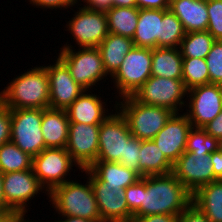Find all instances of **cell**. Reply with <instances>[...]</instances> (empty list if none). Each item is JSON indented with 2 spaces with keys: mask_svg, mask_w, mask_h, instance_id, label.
Returning a JSON list of instances; mask_svg holds the SVG:
<instances>
[{
  "mask_svg": "<svg viewBox=\"0 0 222 222\" xmlns=\"http://www.w3.org/2000/svg\"><path fill=\"white\" fill-rule=\"evenodd\" d=\"M192 203V193L172 174L142 177V204L133 214L179 215Z\"/></svg>",
  "mask_w": 222,
  "mask_h": 222,
  "instance_id": "1",
  "label": "cell"
},
{
  "mask_svg": "<svg viewBox=\"0 0 222 222\" xmlns=\"http://www.w3.org/2000/svg\"><path fill=\"white\" fill-rule=\"evenodd\" d=\"M4 88L0 92V101L9 109L49 108V80L44 66L28 69Z\"/></svg>",
  "mask_w": 222,
  "mask_h": 222,
  "instance_id": "2",
  "label": "cell"
},
{
  "mask_svg": "<svg viewBox=\"0 0 222 222\" xmlns=\"http://www.w3.org/2000/svg\"><path fill=\"white\" fill-rule=\"evenodd\" d=\"M86 183L69 180L56 186L50 193L48 202L59 216L78 217L87 220L101 219L89 177Z\"/></svg>",
  "mask_w": 222,
  "mask_h": 222,
  "instance_id": "3",
  "label": "cell"
},
{
  "mask_svg": "<svg viewBox=\"0 0 222 222\" xmlns=\"http://www.w3.org/2000/svg\"><path fill=\"white\" fill-rule=\"evenodd\" d=\"M119 99L116 108L125 117L131 134L139 140L153 139L174 114L164 107L143 104L132 95Z\"/></svg>",
  "mask_w": 222,
  "mask_h": 222,
  "instance_id": "4",
  "label": "cell"
},
{
  "mask_svg": "<svg viewBox=\"0 0 222 222\" xmlns=\"http://www.w3.org/2000/svg\"><path fill=\"white\" fill-rule=\"evenodd\" d=\"M68 44L60 48L58 57L66 64L71 76L85 90L96 89L100 81L108 80L107 73L103 67V60L97 47H86L74 49Z\"/></svg>",
  "mask_w": 222,
  "mask_h": 222,
  "instance_id": "5",
  "label": "cell"
},
{
  "mask_svg": "<svg viewBox=\"0 0 222 222\" xmlns=\"http://www.w3.org/2000/svg\"><path fill=\"white\" fill-rule=\"evenodd\" d=\"M152 49L133 47L111 77L117 99L131 96L151 77Z\"/></svg>",
  "mask_w": 222,
  "mask_h": 222,
  "instance_id": "6",
  "label": "cell"
},
{
  "mask_svg": "<svg viewBox=\"0 0 222 222\" xmlns=\"http://www.w3.org/2000/svg\"><path fill=\"white\" fill-rule=\"evenodd\" d=\"M187 91L182 79L151 76L132 96L143 104L180 113L186 106Z\"/></svg>",
  "mask_w": 222,
  "mask_h": 222,
  "instance_id": "7",
  "label": "cell"
},
{
  "mask_svg": "<svg viewBox=\"0 0 222 222\" xmlns=\"http://www.w3.org/2000/svg\"><path fill=\"white\" fill-rule=\"evenodd\" d=\"M3 176V194L7 207L13 212L19 215L23 220L29 222L25 218L26 213L30 208L28 205L39 192L47 194L49 193L40 184L39 180L35 176L33 169L14 171L2 174ZM45 191V192H44ZM28 203V205H27ZM25 218V219H24ZM34 222V221H30Z\"/></svg>",
  "mask_w": 222,
  "mask_h": 222,
  "instance_id": "8",
  "label": "cell"
},
{
  "mask_svg": "<svg viewBox=\"0 0 222 222\" xmlns=\"http://www.w3.org/2000/svg\"><path fill=\"white\" fill-rule=\"evenodd\" d=\"M74 166L82 171L66 148H45L33 157L32 163L35 176L48 193L70 180L67 176H70Z\"/></svg>",
  "mask_w": 222,
  "mask_h": 222,
  "instance_id": "9",
  "label": "cell"
},
{
  "mask_svg": "<svg viewBox=\"0 0 222 222\" xmlns=\"http://www.w3.org/2000/svg\"><path fill=\"white\" fill-rule=\"evenodd\" d=\"M10 116V141L32 157L46 148L41 131L42 109H10Z\"/></svg>",
  "mask_w": 222,
  "mask_h": 222,
  "instance_id": "10",
  "label": "cell"
},
{
  "mask_svg": "<svg viewBox=\"0 0 222 222\" xmlns=\"http://www.w3.org/2000/svg\"><path fill=\"white\" fill-rule=\"evenodd\" d=\"M100 124L97 161L119 162L125 157L126 143L133 137L125 117L116 108ZM114 112V113H113Z\"/></svg>",
  "mask_w": 222,
  "mask_h": 222,
  "instance_id": "11",
  "label": "cell"
},
{
  "mask_svg": "<svg viewBox=\"0 0 222 222\" xmlns=\"http://www.w3.org/2000/svg\"><path fill=\"white\" fill-rule=\"evenodd\" d=\"M73 14L74 17L67 21L65 31H69L71 39L79 48L98 47L104 38L109 34L108 19L106 12L91 10L86 7L78 8Z\"/></svg>",
  "mask_w": 222,
  "mask_h": 222,
  "instance_id": "12",
  "label": "cell"
},
{
  "mask_svg": "<svg viewBox=\"0 0 222 222\" xmlns=\"http://www.w3.org/2000/svg\"><path fill=\"white\" fill-rule=\"evenodd\" d=\"M187 100L184 113L192 127L203 128L222 111V85L210 83L193 87L187 91Z\"/></svg>",
  "mask_w": 222,
  "mask_h": 222,
  "instance_id": "13",
  "label": "cell"
},
{
  "mask_svg": "<svg viewBox=\"0 0 222 222\" xmlns=\"http://www.w3.org/2000/svg\"><path fill=\"white\" fill-rule=\"evenodd\" d=\"M212 166L208 152L185 151L173 164L171 173L194 194L200 187L217 181Z\"/></svg>",
  "mask_w": 222,
  "mask_h": 222,
  "instance_id": "14",
  "label": "cell"
},
{
  "mask_svg": "<svg viewBox=\"0 0 222 222\" xmlns=\"http://www.w3.org/2000/svg\"><path fill=\"white\" fill-rule=\"evenodd\" d=\"M100 125L69 123L66 150L81 169L97 161Z\"/></svg>",
  "mask_w": 222,
  "mask_h": 222,
  "instance_id": "15",
  "label": "cell"
},
{
  "mask_svg": "<svg viewBox=\"0 0 222 222\" xmlns=\"http://www.w3.org/2000/svg\"><path fill=\"white\" fill-rule=\"evenodd\" d=\"M92 184L101 220L104 222H131L133 214L129 211L122 188L106 187L88 168L82 169Z\"/></svg>",
  "mask_w": 222,
  "mask_h": 222,
  "instance_id": "16",
  "label": "cell"
},
{
  "mask_svg": "<svg viewBox=\"0 0 222 222\" xmlns=\"http://www.w3.org/2000/svg\"><path fill=\"white\" fill-rule=\"evenodd\" d=\"M53 65L44 66L49 80V107L67 109L85 90L75 82L66 64L57 56Z\"/></svg>",
  "mask_w": 222,
  "mask_h": 222,
  "instance_id": "17",
  "label": "cell"
},
{
  "mask_svg": "<svg viewBox=\"0 0 222 222\" xmlns=\"http://www.w3.org/2000/svg\"><path fill=\"white\" fill-rule=\"evenodd\" d=\"M191 128L192 124L184 112L174 113L153 138L172 164L185 152L187 136Z\"/></svg>",
  "mask_w": 222,
  "mask_h": 222,
  "instance_id": "18",
  "label": "cell"
},
{
  "mask_svg": "<svg viewBox=\"0 0 222 222\" xmlns=\"http://www.w3.org/2000/svg\"><path fill=\"white\" fill-rule=\"evenodd\" d=\"M99 94H94L90 90L83 93L74 100L67 108L66 113L69 122H78L91 125H100L111 113L107 105ZM109 112V113H108ZM108 114V115H107Z\"/></svg>",
  "mask_w": 222,
  "mask_h": 222,
  "instance_id": "19",
  "label": "cell"
},
{
  "mask_svg": "<svg viewBox=\"0 0 222 222\" xmlns=\"http://www.w3.org/2000/svg\"><path fill=\"white\" fill-rule=\"evenodd\" d=\"M169 9L181 21L186 33L207 31V0H170Z\"/></svg>",
  "mask_w": 222,
  "mask_h": 222,
  "instance_id": "20",
  "label": "cell"
},
{
  "mask_svg": "<svg viewBox=\"0 0 222 222\" xmlns=\"http://www.w3.org/2000/svg\"><path fill=\"white\" fill-rule=\"evenodd\" d=\"M69 123L66 110L50 107L42 110L41 131L46 148H66Z\"/></svg>",
  "mask_w": 222,
  "mask_h": 222,
  "instance_id": "21",
  "label": "cell"
},
{
  "mask_svg": "<svg viewBox=\"0 0 222 222\" xmlns=\"http://www.w3.org/2000/svg\"><path fill=\"white\" fill-rule=\"evenodd\" d=\"M163 15L164 9H139L138 23L132 38L135 47H158Z\"/></svg>",
  "mask_w": 222,
  "mask_h": 222,
  "instance_id": "22",
  "label": "cell"
},
{
  "mask_svg": "<svg viewBox=\"0 0 222 222\" xmlns=\"http://www.w3.org/2000/svg\"><path fill=\"white\" fill-rule=\"evenodd\" d=\"M106 187L126 189L142 176L119 162L95 161L88 168Z\"/></svg>",
  "mask_w": 222,
  "mask_h": 222,
  "instance_id": "23",
  "label": "cell"
},
{
  "mask_svg": "<svg viewBox=\"0 0 222 222\" xmlns=\"http://www.w3.org/2000/svg\"><path fill=\"white\" fill-rule=\"evenodd\" d=\"M134 47L132 39L109 33L97 47L100 51L103 67L109 77L119 69L125 55Z\"/></svg>",
  "mask_w": 222,
  "mask_h": 222,
  "instance_id": "24",
  "label": "cell"
},
{
  "mask_svg": "<svg viewBox=\"0 0 222 222\" xmlns=\"http://www.w3.org/2000/svg\"><path fill=\"white\" fill-rule=\"evenodd\" d=\"M183 57L179 48L152 49L151 76L182 79Z\"/></svg>",
  "mask_w": 222,
  "mask_h": 222,
  "instance_id": "25",
  "label": "cell"
},
{
  "mask_svg": "<svg viewBox=\"0 0 222 222\" xmlns=\"http://www.w3.org/2000/svg\"><path fill=\"white\" fill-rule=\"evenodd\" d=\"M192 203L210 222H222V180L200 187L192 194Z\"/></svg>",
  "mask_w": 222,
  "mask_h": 222,
  "instance_id": "26",
  "label": "cell"
},
{
  "mask_svg": "<svg viewBox=\"0 0 222 222\" xmlns=\"http://www.w3.org/2000/svg\"><path fill=\"white\" fill-rule=\"evenodd\" d=\"M139 155L140 175H165L172 172L173 164L166 158L153 139L141 140Z\"/></svg>",
  "mask_w": 222,
  "mask_h": 222,
  "instance_id": "27",
  "label": "cell"
},
{
  "mask_svg": "<svg viewBox=\"0 0 222 222\" xmlns=\"http://www.w3.org/2000/svg\"><path fill=\"white\" fill-rule=\"evenodd\" d=\"M106 14L109 33L133 38L139 17L137 7H111Z\"/></svg>",
  "mask_w": 222,
  "mask_h": 222,
  "instance_id": "28",
  "label": "cell"
},
{
  "mask_svg": "<svg viewBox=\"0 0 222 222\" xmlns=\"http://www.w3.org/2000/svg\"><path fill=\"white\" fill-rule=\"evenodd\" d=\"M32 163L33 157L22 151L12 141L0 146V172L2 174L32 169Z\"/></svg>",
  "mask_w": 222,
  "mask_h": 222,
  "instance_id": "29",
  "label": "cell"
},
{
  "mask_svg": "<svg viewBox=\"0 0 222 222\" xmlns=\"http://www.w3.org/2000/svg\"><path fill=\"white\" fill-rule=\"evenodd\" d=\"M215 38L208 31L186 33L179 46L183 58L205 59Z\"/></svg>",
  "mask_w": 222,
  "mask_h": 222,
  "instance_id": "30",
  "label": "cell"
},
{
  "mask_svg": "<svg viewBox=\"0 0 222 222\" xmlns=\"http://www.w3.org/2000/svg\"><path fill=\"white\" fill-rule=\"evenodd\" d=\"M185 34L183 25L176 15L170 9H164L158 47L179 48Z\"/></svg>",
  "mask_w": 222,
  "mask_h": 222,
  "instance_id": "31",
  "label": "cell"
},
{
  "mask_svg": "<svg viewBox=\"0 0 222 222\" xmlns=\"http://www.w3.org/2000/svg\"><path fill=\"white\" fill-rule=\"evenodd\" d=\"M182 80L187 90L210 84L207 63L203 58H183Z\"/></svg>",
  "mask_w": 222,
  "mask_h": 222,
  "instance_id": "32",
  "label": "cell"
},
{
  "mask_svg": "<svg viewBox=\"0 0 222 222\" xmlns=\"http://www.w3.org/2000/svg\"><path fill=\"white\" fill-rule=\"evenodd\" d=\"M222 147V143L203 128L192 127L187 136L186 152H208L212 154Z\"/></svg>",
  "mask_w": 222,
  "mask_h": 222,
  "instance_id": "33",
  "label": "cell"
},
{
  "mask_svg": "<svg viewBox=\"0 0 222 222\" xmlns=\"http://www.w3.org/2000/svg\"><path fill=\"white\" fill-rule=\"evenodd\" d=\"M211 84L222 85V40H216L205 58Z\"/></svg>",
  "mask_w": 222,
  "mask_h": 222,
  "instance_id": "34",
  "label": "cell"
},
{
  "mask_svg": "<svg viewBox=\"0 0 222 222\" xmlns=\"http://www.w3.org/2000/svg\"><path fill=\"white\" fill-rule=\"evenodd\" d=\"M207 13V31L215 40H222V0H207Z\"/></svg>",
  "mask_w": 222,
  "mask_h": 222,
  "instance_id": "35",
  "label": "cell"
},
{
  "mask_svg": "<svg viewBox=\"0 0 222 222\" xmlns=\"http://www.w3.org/2000/svg\"><path fill=\"white\" fill-rule=\"evenodd\" d=\"M141 140L134 136L126 143L125 157H122L119 163L140 174L139 155Z\"/></svg>",
  "mask_w": 222,
  "mask_h": 222,
  "instance_id": "36",
  "label": "cell"
},
{
  "mask_svg": "<svg viewBox=\"0 0 222 222\" xmlns=\"http://www.w3.org/2000/svg\"><path fill=\"white\" fill-rule=\"evenodd\" d=\"M129 211L134 214L142 204V177L123 190Z\"/></svg>",
  "mask_w": 222,
  "mask_h": 222,
  "instance_id": "37",
  "label": "cell"
},
{
  "mask_svg": "<svg viewBox=\"0 0 222 222\" xmlns=\"http://www.w3.org/2000/svg\"><path fill=\"white\" fill-rule=\"evenodd\" d=\"M11 116L10 109L0 101V146L10 141Z\"/></svg>",
  "mask_w": 222,
  "mask_h": 222,
  "instance_id": "38",
  "label": "cell"
},
{
  "mask_svg": "<svg viewBox=\"0 0 222 222\" xmlns=\"http://www.w3.org/2000/svg\"><path fill=\"white\" fill-rule=\"evenodd\" d=\"M80 0H28L29 4L32 6H36V8H43V9H72V7L76 6ZM76 4V5H75ZM63 8V9H62Z\"/></svg>",
  "mask_w": 222,
  "mask_h": 222,
  "instance_id": "39",
  "label": "cell"
},
{
  "mask_svg": "<svg viewBox=\"0 0 222 222\" xmlns=\"http://www.w3.org/2000/svg\"><path fill=\"white\" fill-rule=\"evenodd\" d=\"M178 222H210V220L191 203L183 212L178 215Z\"/></svg>",
  "mask_w": 222,
  "mask_h": 222,
  "instance_id": "40",
  "label": "cell"
},
{
  "mask_svg": "<svg viewBox=\"0 0 222 222\" xmlns=\"http://www.w3.org/2000/svg\"><path fill=\"white\" fill-rule=\"evenodd\" d=\"M131 222H178V215L155 214L133 217Z\"/></svg>",
  "mask_w": 222,
  "mask_h": 222,
  "instance_id": "41",
  "label": "cell"
},
{
  "mask_svg": "<svg viewBox=\"0 0 222 222\" xmlns=\"http://www.w3.org/2000/svg\"><path fill=\"white\" fill-rule=\"evenodd\" d=\"M203 129L208 135L217 138L222 143V111L214 120L205 125Z\"/></svg>",
  "mask_w": 222,
  "mask_h": 222,
  "instance_id": "42",
  "label": "cell"
},
{
  "mask_svg": "<svg viewBox=\"0 0 222 222\" xmlns=\"http://www.w3.org/2000/svg\"><path fill=\"white\" fill-rule=\"evenodd\" d=\"M138 9H169L170 0H136Z\"/></svg>",
  "mask_w": 222,
  "mask_h": 222,
  "instance_id": "43",
  "label": "cell"
},
{
  "mask_svg": "<svg viewBox=\"0 0 222 222\" xmlns=\"http://www.w3.org/2000/svg\"><path fill=\"white\" fill-rule=\"evenodd\" d=\"M83 5L91 10L107 12L112 7V0H81Z\"/></svg>",
  "mask_w": 222,
  "mask_h": 222,
  "instance_id": "44",
  "label": "cell"
},
{
  "mask_svg": "<svg viewBox=\"0 0 222 222\" xmlns=\"http://www.w3.org/2000/svg\"><path fill=\"white\" fill-rule=\"evenodd\" d=\"M213 173L217 180H222V147L211 154Z\"/></svg>",
  "mask_w": 222,
  "mask_h": 222,
  "instance_id": "45",
  "label": "cell"
},
{
  "mask_svg": "<svg viewBox=\"0 0 222 222\" xmlns=\"http://www.w3.org/2000/svg\"><path fill=\"white\" fill-rule=\"evenodd\" d=\"M3 176L2 173L0 172V214L2 213H13L8 207L7 204L5 203L4 200V194H3Z\"/></svg>",
  "mask_w": 222,
  "mask_h": 222,
  "instance_id": "46",
  "label": "cell"
},
{
  "mask_svg": "<svg viewBox=\"0 0 222 222\" xmlns=\"http://www.w3.org/2000/svg\"><path fill=\"white\" fill-rule=\"evenodd\" d=\"M0 222H26L16 213H2L0 214Z\"/></svg>",
  "mask_w": 222,
  "mask_h": 222,
  "instance_id": "47",
  "label": "cell"
},
{
  "mask_svg": "<svg viewBox=\"0 0 222 222\" xmlns=\"http://www.w3.org/2000/svg\"><path fill=\"white\" fill-rule=\"evenodd\" d=\"M60 218L61 219H59V220H54V222H104L101 219L87 220V219H82V218H78V217H70V216H61ZM35 222H37V221H35Z\"/></svg>",
  "mask_w": 222,
  "mask_h": 222,
  "instance_id": "48",
  "label": "cell"
},
{
  "mask_svg": "<svg viewBox=\"0 0 222 222\" xmlns=\"http://www.w3.org/2000/svg\"><path fill=\"white\" fill-rule=\"evenodd\" d=\"M112 7H137L136 0H112Z\"/></svg>",
  "mask_w": 222,
  "mask_h": 222,
  "instance_id": "49",
  "label": "cell"
}]
</instances>
